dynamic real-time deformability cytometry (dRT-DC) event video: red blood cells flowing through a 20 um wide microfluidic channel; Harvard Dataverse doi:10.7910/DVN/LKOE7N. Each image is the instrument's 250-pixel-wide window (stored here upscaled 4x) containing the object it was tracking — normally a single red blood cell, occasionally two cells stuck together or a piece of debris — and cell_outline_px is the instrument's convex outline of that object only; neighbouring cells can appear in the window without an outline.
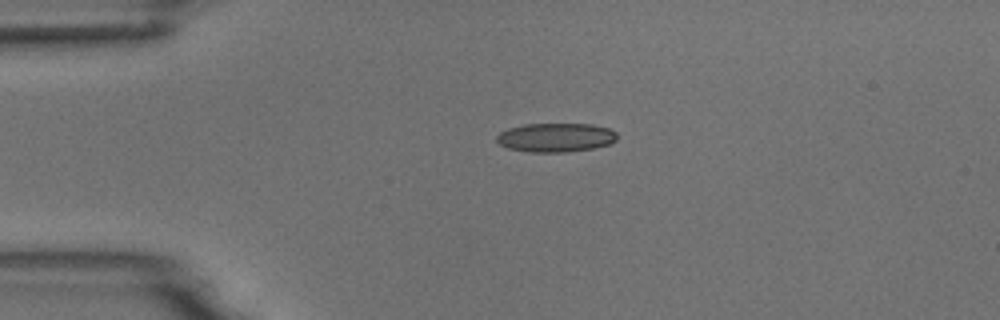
{"species": "common noctule bat (a hibernating species)", "species_latin": "Nyctalus noctula", "temperature_condition": "room temperature", "stored_images_in_passage": 2, "camera_frame_rate_fps": 3000, "um_per_image_px": 0.085, "animal": {"sex": "male", "body_mass_g": 18.8}, "frame": {"image": 1, "passage_image": 1, "time_ms": 0.0, "image_size_px": [1000, 320], "cell_outline_px": [[616, 140], [608, 144], [592, 148], [564, 152], [528, 152], [508, 148], [500, 144], [496, 140], [496, 136], [500, 132], [508, 128], [524, 124], [592, 124], [608, 128], [616, 132]], "centroid_in_image_um": [47.21, 11.68], "position_along_channel_um": 37.8, "area_um2": 20.23}}